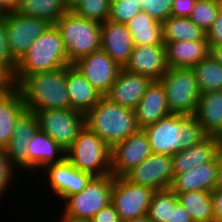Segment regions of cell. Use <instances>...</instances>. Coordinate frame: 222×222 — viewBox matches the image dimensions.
<instances>
[{
	"label": "cell",
	"mask_w": 222,
	"mask_h": 222,
	"mask_svg": "<svg viewBox=\"0 0 222 222\" xmlns=\"http://www.w3.org/2000/svg\"><path fill=\"white\" fill-rule=\"evenodd\" d=\"M140 11L141 0H111L108 20L126 24Z\"/></svg>",
	"instance_id": "cell-36"
},
{
	"label": "cell",
	"mask_w": 222,
	"mask_h": 222,
	"mask_svg": "<svg viewBox=\"0 0 222 222\" xmlns=\"http://www.w3.org/2000/svg\"><path fill=\"white\" fill-rule=\"evenodd\" d=\"M210 55L222 65V44L211 46Z\"/></svg>",
	"instance_id": "cell-47"
},
{
	"label": "cell",
	"mask_w": 222,
	"mask_h": 222,
	"mask_svg": "<svg viewBox=\"0 0 222 222\" xmlns=\"http://www.w3.org/2000/svg\"><path fill=\"white\" fill-rule=\"evenodd\" d=\"M142 130L153 154L169 156L201 143L207 137L194 116L182 114H171Z\"/></svg>",
	"instance_id": "cell-1"
},
{
	"label": "cell",
	"mask_w": 222,
	"mask_h": 222,
	"mask_svg": "<svg viewBox=\"0 0 222 222\" xmlns=\"http://www.w3.org/2000/svg\"><path fill=\"white\" fill-rule=\"evenodd\" d=\"M214 222H222V189L215 188L211 192Z\"/></svg>",
	"instance_id": "cell-43"
},
{
	"label": "cell",
	"mask_w": 222,
	"mask_h": 222,
	"mask_svg": "<svg viewBox=\"0 0 222 222\" xmlns=\"http://www.w3.org/2000/svg\"><path fill=\"white\" fill-rule=\"evenodd\" d=\"M152 154L145 132L140 129L111 147V174L122 177Z\"/></svg>",
	"instance_id": "cell-13"
},
{
	"label": "cell",
	"mask_w": 222,
	"mask_h": 222,
	"mask_svg": "<svg viewBox=\"0 0 222 222\" xmlns=\"http://www.w3.org/2000/svg\"><path fill=\"white\" fill-rule=\"evenodd\" d=\"M85 125L110 148L140 130L133 109L123 107L106 96L85 114Z\"/></svg>",
	"instance_id": "cell-4"
},
{
	"label": "cell",
	"mask_w": 222,
	"mask_h": 222,
	"mask_svg": "<svg viewBox=\"0 0 222 222\" xmlns=\"http://www.w3.org/2000/svg\"><path fill=\"white\" fill-rule=\"evenodd\" d=\"M166 45L134 46L123 69L159 80L167 71Z\"/></svg>",
	"instance_id": "cell-16"
},
{
	"label": "cell",
	"mask_w": 222,
	"mask_h": 222,
	"mask_svg": "<svg viewBox=\"0 0 222 222\" xmlns=\"http://www.w3.org/2000/svg\"><path fill=\"white\" fill-rule=\"evenodd\" d=\"M215 188L222 189V152H219V154H218V166H217Z\"/></svg>",
	"instance_id": "cell-46"
},
{
	"label": "cell",
	"mask_w": 222,
	"mask_h": 222,
	"mask_svg": "<svg viewBox=\"0 0 222 222\" xmlns=\"http://www.w3.org/2000/svg\"><path fill=\"white\" fill-rule=\"evenodd\" d=\"M218 154L217 138L207 136L201 143L172 155L173 173L180 174L188 172L195 167L215 160Z\"/></svg>",
	"instance_id": "cell-25"
},
{
	"label": "cell",
	"mask_w": 222,
	"mask_h": 222,
	"mask_svg": "<svg viewBox=\"0 0 222 222\" xmlns=\"http://www.w3.org/2000/svg\"><path fill=\"white\" fill-rule=\"evenodd\" d=\"M67 92L71 109L86 114L103 96L74 65L66 66Z\"/></svg>",
	"instance_id": "cell-23"
},
{
	"label": "cell",
	"mask_w": 222,
	"mask_h": 222,
	"mask_svg": "<svg viewBox=\"0 0 222 222\" xmlns=\"http://www.w3.org/2000/svg\"><path fill=\"white\" fill-rule=\"evenodd\" d=\"M68 11L70 10L65 6L64 0H20L14 12L55 24Z\"/></svg>",
	"instance_id": "cell-29"
},
{
	"label": "cell",
	"mask_w": 222,
	"mask_h": 222,
	"mask_svg": "<svg viewBox=\"0 0 222 222\" xmlns=\"http://www.w3.org/2000/svg\"><path fill=\"white\" fill-rule=\"evenodd\" d=\"M111 0H80L71 10L75 15L104 23L108 20Z\"/></svg>",
	"instance_id": "cell-34"
},
{
	"label": "cell",
	"mask_w": 222,
	"mask_h": 222,
	"mask_svg": "<svg viewBox=\"0 0 222 222\" xmlns=\"http://www.w3.org/2000/svg\"><path fill=\"white\" fill-rule=\"evenodd\" d=\"M165 89L171 114L194 116L201 95L192 68H168L159 79Z\"/></svg>",
	"instance_id": "cell-7"
},
{
	"label": "cell",
	"mask_w": 222,
	"mask_h": 222,
	"mask_svg": "<svg viewBox=\"0 0 222 222\" xmlns=\"http://www.w3.org/2000/svg\"><path fill=\"white\" fill-rule=\"evenodd\" d=\"M124 177L133 184L153 189H169L174 179L172 156L151 154L139 165L128 171Z\"/></svg>",
	"instance_id": "cell-12"
},
{
	"label": "cell",
	"mask_w": 222,
	"mask_h": 222,
	"mask_svg": "<svg viewBox=\"0 0 222 222\" xmlns=\"http://www.w3.org/2000/svg\"><path fill=\"white\" fill-rule=\"evenodd\" d=\"M8 83V80L0 73V89Z\"/></svg>",
	"instance_id": "cell-51"
},
{
	"label": "cell",
	"mask_w": 222,
	"mask_h": 222,
	"mask_svg": "<svg viewBox=\"0 0 222 222\" xmlns=\"http://www.w3.org/2000/svg\"><path fill=\"white\" fill-rule=\"evenodd\" d=\"M113 178L112 174L94 176L82 192L64 199L67 202L62 215L75 220H91L97 212L111 203Z\"/></svg>",
	"instance_id": "cell-8"
},
{
	"label": "cell",
	"mask_w": 222,
	"mask_h": 222,
	"mask_svg": "<svg viewBox=\"0 0 222 222\" xmlns=\"http://www.w3.org/2000/svg\"><path fill=\"white\" fill-rule=\"evenodd\" d=\"M88 222H120V219L114 206L110 203L108 206L97 212Z\"/></svg>",
	"instance_id": "cell-42"
},
{
	"label": "cell",
	"mask_w": 222,
	"mask_h": 222,
	"mask_svg": "<svg viewBox=\"0 0 222 222\" xmlns=\"http://www.w3.org/2000/svg\"><path fill=\"white\" fill-rule=\"evenodd\" d=\"M140 129L171 115L165 89L159 80H153L134 109Z\"/></svg>",
	"instance_id": "cell-20"
},
{
	"label": "cell",
	"mask_w": 222,
	"mask_h": 222,
	"mask_svg": "<svg viewBox=\"0 0 222 222\" xmlns=\"http://www.w3.org/2000/svg\"><path fill=\"white\" fill-rule=\"evenodd\" d=\"M26 110L16 86L7 83L0 89V148L8 145L16 121Z\"/></svg>",
	"instance_id": "cell-21"
},
{
	"label": "cell",
	"mask_w": 222,
	"mask_h": 222,
	"mask_svg": "<svg viewBox=\"0 0 222 222\" xmlns=\"http://www.w3.org/2000/svg\"><path fill=\"white\" fill-rule=\"evenodd\" d=\"M39 129L67 150L85 125V114L73 109H49L34 112Z\"/></svg>",
	"instance_id": "cell-9"
},
{
	"label": "cell",
	"mask_w": 222,
	"mask_h": 222,
	"mask_svg": "<svg viewBox=\"0 0 222 222\" xmlns=\"http://www.w3.org/2000/svg\"><path fill=\"white\" fill-rule=\"evenodd\" d=\"M217 166L218 156L215 160L195 167L188 172L174 174L170 188L174 192H212L216 186Z\"/></svg>",
	"instance_id": "cell-26"
},
{
	"label": "cell",
	"mask_w": 222,
	"mask_h": 222,
	"mask_svg": "<svg viewBox=\"0 0 222 222\" xmlns=\"http://www.w3.org/2000/svg\"><path fill=\"white\" fill-rule=\"evenodd\" d=\"M65 159L66 150L38 129L28 145V173L39 174L46 165L60 163Z\"/></svg>",
	"instance_id": "cell-22"
},
{
	"label": "cell",
	"mask_w": 222,
	"mask_h": 222,
	"mask_svg": "<svg viewBox=\"0 0 222 222\" xmlns=\"http://www.w3.org/2000/svg\"><path fill=\"white\" fill-rule=\"evenodd\" d=\"M72 65L103 96L108 93L122 69L121 66L101 49L81 57Z\"/></svg>",
	"instance_id": "cell-14"
},
{
	"label": "cell",
	"mask_w": 222,
	"mask_h": 222,
	"mask_svg": "<svg viewBox=\"0 0 222 222\" xmlns=\"http://www.w3.org/2000/svg\"><path fill=\"white\" fill-rule=\"evenodd\" d=\"M16 87L20 91L27 111L70 109L67 92L66 67L36 72L25 76Z\"/></svg>",
	"instance_id": "cell-2"
},
{
	"label": "cell",
	"mask_w": 222,
	"mask_h": 222,
	"mask_svg": "<svg viewBox=\"0 0 222 222\" xmlns=\"http://www.w3.org/2000/svg\"><path fill=\"white\" fill-rule=\"evenodd\" d=\"M38 129V121L33 112L26 110L16 121L12 137L4 148L16 170L19 168L28 172V145Z\"/></svg>",
	"instance_id": "cell-17"
},
{
	"label": "cell",
	"mask_w": 222,
	"mask_h": 222,
	"mask_svg": "<svg viewBox=\"0 0 222 222\" xmlns=\"http://www.w3.org/2000/svg\"><path fill=\"white\" fill-rule=\"evenodd\" d=\"M16 62L12 59L5 29V13L0 16V73L9 80L15 73Z\"/></svg>",
	"instance_id": "cell-37"
},
{
	"label": "cell",
	"mask_w": 222,
	"mask_h": 222,
	"mask_svg": "<svg viewBox=\"0 0 222 222\" xmlns=\"http://www.w3.org/2000/svg\"><path fill=\"white\" fill-rule=\"evenodd\" d=\"M100 49L123 68L134 49L132 35L126 24L110 20L101 23Z\"/></svg>",
	"instance_id": "cell-19"
},
{
	"label": "cell",
	"mask_w": 222,
	"mask_h": 222,
	"mask_svg": "<svg viewBox=\"0 0 222 222\" xmlns=\"http://www.w3.org/2000/svg\"><path fill=\"white\" fill-rule=\"evenodd\" d=\"M206 38L209 46L222 44V9L217 14L216 19L213 21L211 27L206 32Z\"/></svg>",
	"instance_id": "cell-40"
},
{
	"label": "cell",
	"mask_w": 222,
	"mask_h": 222,
	"mask_svg": "<svg viewBox=\"0 0 222 222\" xmlns=\"http://www.w3.org/2000/svg\"><path fill=\"white\" fill-rule=\"evenodd\" d=\"M194 117L209 137L222 132V90L201 93Z\"/></svg>",
	"instance_id": "cell-27"
},
{
	"label": "cell",
	"mask_w": 222,
	"mask_h": 222,
	"mask_svg": "<svg viewBox=\"0 0 222 222\" xmlns=\"http://www.w3.org/2000/svg\"><path fill=\"white\" fill-rule=\"evenodd\" d=\"M217 140H218V147H219V152H222V132L217 135Z\"/></svg>",
	"instance_id": "cell-52"
},
{
	"label": "cell",
	"mask_w": 222,
	"mask_h": 222,
	"mask_svg": "<svg viewBox=\"0 0 222 222\" xmlns=\"http://www.w3.org/2000/svg\"><path fill=\"white\" fill-rule=\"evenodd\" d=\"M178 201L190 214L193 222H214L211 192H175Z\"/></svg>",
	"instance_id": "cell-30"
},
{
	"label": "cell",
	"mask_w": 222,
	"mask_h": 222,
	"mask_svg": "<svg viewBox=\"0 0 222 222\" xmlns=\"http://www.w3.org/2000/svg\"><path fill=\"white\" fill-rule=\"evenodd\" d=\"M201 93L222 90V65L211 55L192 67Z\"/></svg>",
	"instance_id": "cell-32"
},
{
	"label": "cell",
	"mask_w": 222,
	"mask_h": 222,
	"mask_svg": "<svg viewBox=\"0 0 222 222\" xmlns=\"http://www.w3.org/2000/svg\"><path fill=\"white\" fill-rule=\"evenodd\" d=\"M111 148L86 125L66 150V159L75 168L93 176L111 174Z\"/></svg>",
	"instance_id": "cell-6"
},
{
	"label": "cell",
	"mask_w": 222,
	"mask_h": 222,
	"mask_svg": "<svg viewBox=\"0 0 222 222\" xmlns=\"http://www.w3.org/2000/svg\"><path fill=\"white\" fill-rule=\"evenodd\" d=\"M197 0H173L171 16L189 17Z\"/></svg>",
	"instance_id": "cell-41"
},
{
	"label": "cell",
	"mask_w": 222,
	"mask_h": 222,
	"mask_svg": "<svg viewBox=\"0 0 222 222\" xmlns=\"http://www.w3.org/2000/svg\"><path fill=\"white\" fill-rule=\"evenodd\" d=\"M120 222H151L147 216H142L135 219H129V220H120Z\"/></svg>",
	"instance_id": "cell-48"
},
{
	"label": "cell",
	"mask_w": 222,
	"mask_h": 222,
	"mask_svg": "<svg viewBox=\"0 0 222 222\" xmlns=\"http://www.w3.org/2000/svg\"><path fill=\"white\" fill-rule=\"evenodd\" d=\"M166 45L169 68H192L210 55V46L206 36L197 41L163 42Z\"/></svg>",
	"instance_id": "cell-24"
},
{
	"label": "cell",
	"mask_w": 222,
	"mask_h": 222,
	"mask_svg": "<svg viewBox=\"0 0 222 222\" xmlns=\"http://www.w3.org/2000/svg\"><path fill=\"white\" fill-rule=\"evenodd\" d=\"M55 26L60 31L70 64L101 48V23L66 12Z\"/></svg>",
	"instance_id": "cell-5"
},
{
	"label": "cell",
	"mask_w": 222,
	"mask_h": 222,
	"mask_svg": "<svg viewBox=\"0 0 222 222\" xmlns=\"http://www.w3.org/2000/svg\"><path fill=\"white\" fill-rule=\"evenodd\" d=\"M220 9L218 0H197L189 18L206 33Z\"/></svg>",
	"instance_id": "cell-35"
},
{
	"label": "cell",
	"mask_w": 222,
	"mask_h": 222,
	"mask_svg": "<svg viewBox=\"0 0 222 222\" xmlns=\"http://www.w3.org/2000/svg\"><path fill=\"white\" fill-rule=\"evenodd\" d=\"M177 202V194L171 188L155 191L148 208V219L151 222H170L171 208Z\"/></svg>",
	"instance_id": "cell-33"
},
{
	"label": "cell",
	"mask_w": 222,
	"mask_h": 222,
	"mask_svg": "<svg viewBox=\"0 0 222 222\" xmlns=\"http://www.w3.org/2000/svg\"><path fill=\"white\" fill-rule=\"evenodd\" d=\"M80 0H64L65 6L71 11Z\"/></svg>",
	"instance_id": "cell-49"
},
{
	"label": "cell",
	"mask_w": 222,
	"mask_h": 222,
	"mask_svg": "<svg viewBox=\"0 0 222 222\" xmlns=\"http://www.w3.org/2000/svg\"><path fill=\"white\" fill-rule=\"evenodd\" d=\"M14 170L15 166L10 162L5 149L0 148V197L4 195L8 190V186L13 182V178H15L14 172H16Z\"/></svg>",
	"instance_id": "cell-39"
},
{
	"label": "cell",
	"mask_w": 222,
	"mask_h": 222,
	"mask_svg": "<svg viewBox=\"0 0 222 222\" xmlns=\"http://www.w3.org/2000/svg\"><path fill=\"white\" fill-rule=\"evenodd\" d=\"M50 24L43 19L5 13L7 44L12 59L17 63Z\"/></svg>",
	"instance_id": "cell-11"
},
{
	"label": "cell",
	"mask_w": 222,
	"mask_h": 222,
	"mask_svg": "<svg viewBox=\"0 0 222 222\" xmlns=\"http://www.w3.org/2000/svg\"><path fill=\"white\" fill-rule=\"evenodd\" d=\"M154 190L129 182L124 176L113 178L111 204L120 220L147 216Z\"/></svg>",
	"instance_id": "cell-10"
},
{
	"label": "cell",
	"mask_w": 222,
	"mask_h": 222,
	"mask_svg": "<svg viewBox=\"0 0 222 222\" xmlns=\"http://www.w3.org/2000/svg\"><path fill=\"white\" fill-rule=\"evenodd\" d=\"M152 81L148 76L122 68L105 96L123 107L134 110Z\"/></svg>",
	"instance_id": "cell-18"
},
{
	"label": "cell",
	"mask_w": 222,
	"mask_h": 222,
	"mask_svg": "<svg viewBox=\"0 0 222 222\" xmlns=\"http://www.w3.org/2000/svg\"><path fill=\"white\" fill-rule=\"evenodd\" d=\"M134 46L164 45L162 23L140 11L126 23Z\"/></svg>",
	"instance_id": "cell-28"
},
{
	"label": "cell",
	"mask_w": 222,
	"mask_h": 222,
	"mask_svg": "<svg viewBox=\"0 0 222 222\" xmlns=\"http://www.w3.org/2000/svg\"><path fill=\"white\" fill-rule=\"evenodd\" d=\"M69 65L60 31L55 24H50L16 63L15 73L8 83L16 86L30 74L58 70Z\"/></svg>",
	"instance_id": "cell-3"
},
{
	"label": "cell",
	"mask_w": 222,
	"mask_h": 222,
	"mask_svg": "<svg viewBox=\"0 0 222 222\" xmlns=\"http://www.w3.org/2000/svg\"><path fill=\"white\" fill-rule=\"evenodd\" d=\"M173 0H141L142 11L163 23L171 16Z\"/></svg>",
	"instance_id": "cell-38"
},
{
	"label": "cell",
	"mask_w": 222,
	"mask_h": 222,
	"mask_svg": "<svg viewBox=\"0 0 222 222\" xmlns=\"http://www.w3.org/2000/svg\"><path fill=\"white\" fill-rule=\"evenodd\" d=\"M163 42L197 41L206 33L193 23L189 17L170 16L162 23Z\"/></svg>",
	"instance_id": "cell-31"
},
{
	"label": "cell",
	"mask_w": 222,
	"mask_h": 222,
	"mask_svg": "<svg viewBox=\"0 0 222 222\" xmlns=\"http://www.w3.org/2000/svg\"><path fill=\"white\" fill-rule=\"evenodd\" d=\"M40 175H46L52 192L64 200L66 197L82 192L90 180L94 177L91 173L78 170L67 159L60 163L46 165L39 171Z\"/></svg>",
	"instance_id": "cell-15"
},
{
	"label": "cell",
	"mask_w": 222,
	"mask_h": 222,
	"mask_svg": "<svg viewBox=\"0 0 222 222\" xmlns=\"http://www.w3.org/2000/svg\"><path fill=\"white\" fill-rule=\"evenodd\" d=\"M61 220L58 221V222H87V221H81V220H75V219H71V218H68L64 215H62V217H60Z\"/></svg>",
	"instance_id": "cell-50"
},
{
	"label": "cell",
	"mask_w": 222,
	"mask_h": 222,
	"mask_svg": "<svg viewBox=\"0 0 222 222\" xmlns=\"http://www.w3.org/2000/svg\"><path fill=\"white\" fill-rule=\"evenodd\" d=\"M170 222H193V220L178 201L175 206L171 208Z\"/></svg>",
	"instance_id": "cell-44"
},
{
	"label": "cell",
	"mask_w": 222,
	"mask_h": 222,
	"mask_svg": "<svg viewBox=\"0 0 222 222\" xmlns=\"http://www.w3.org/2000/svg\"><path fill=\"white\" fill-rule=\"evenodd\" d=\"M19 3L20 0H0V14L14 12Z\"/></svg>",
	"instance_id": "cell-45"
}]
</instances>
